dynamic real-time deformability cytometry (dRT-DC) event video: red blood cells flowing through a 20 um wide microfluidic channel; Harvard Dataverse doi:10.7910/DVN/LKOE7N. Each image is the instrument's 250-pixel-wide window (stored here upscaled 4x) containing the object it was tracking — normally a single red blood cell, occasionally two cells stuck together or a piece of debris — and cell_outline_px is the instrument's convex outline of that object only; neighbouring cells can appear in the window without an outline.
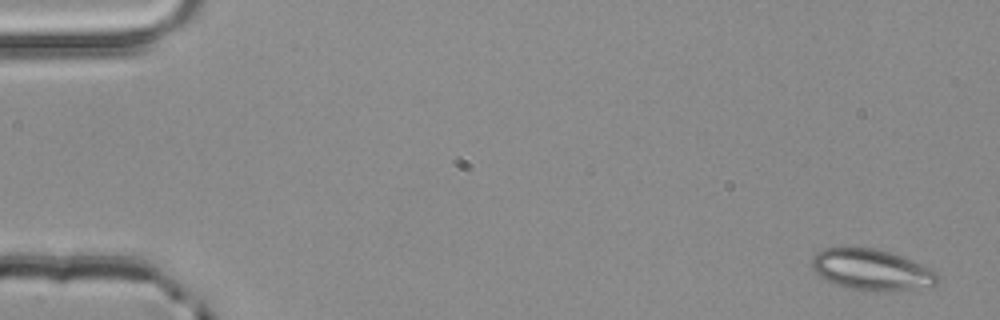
{"species": "common noctule bat (a hibernating species)", "species_latin": "Nyctalus noctula", "temperature_condition": "room temperature", "stored_images_in_passage": 2, "camera_frame_rate_fps": 3000, "um_per_image_px": 0.085, "animal": {"sex": "male", "body_mass_g": 20.4}, "frame": {"image": 1, "passage_image": 1, "time_ms": 0.0, "image_size_px": [1000, 320], "cell_outline_px": [[940, 284], [888, 292], [884, 292], [848, 288], [836, 284], [820, 276], [812, 268], [812, 256], [816, 252], [824, 248], [876, 248], [892, 252], [924, 264], [932, 268], [940, 276]], "centroid_in_image_um": [74.15, 22.92], "position_along_channel_um": 10.8, "area_um2": 30.35}}